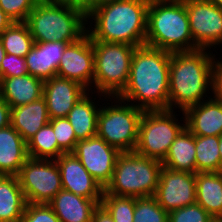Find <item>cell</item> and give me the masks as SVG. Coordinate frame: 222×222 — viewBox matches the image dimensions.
Instances as JSON below:
<instances>
[{
	"mask_svg": "<svg viewBox=\"0 0 222 222\" xmlns=\"http://www.w3.org/2000/svg\"><path fill=\"white\" fill-rule=\"evenodd\" d=\"M171 52L147 45L136 47L124 90L112 97L134 104L143 111L169 110ZM131 100V101H130Z\"/></svg>",
	"mask_w": 222,
	"mask_h": 222,
	"instance_id": "1",
	"label": "cell"
},
{
	"mask_svg": "<svg viewBox=\"0 0 222 222\" xmlns=\"http://www.w3.org/2000/svg\"><path fill=\"white\" fill-rule=\"evenodd\" d=\"M211 56L206 49L171 53L169 110L174 111L173 108L178 107L183 113L204 100V95L210 90L212 82L215 56Z\"/></svg>",
	"mask_w": 222,
	"mask_h": 222,
	"instance_id": "2",
	"label": "cell"
},
{
	"mask_svg": "<svg viewBox=\"0 0 222 222\" xmlns=\"http://www.w3.org/2000/svg\"><path fill=\"white\" fill-rule=\"evenodd\" d=\"M150 0H121L93 10L87 20L93 19L94 28L87 30L91 40L145 45L147 9Z\"/></svg>",
	"mask_w": 222,
	"mask_h": 222,
	"instance_id": "3",
	"label": "cell"
},
{
	"mask_svg": "<svg viewBox=\"0 0 222 222\" xmlns=\"http://www.w3.org/2000/svg\"><path fill=\"white\" fill-rule=\"evenodd\" d=\"M145 45L171 53L199 49L191 36L183 0H150Z\"/></svg>",
	"mask_w": 222,
	"mask_h": 222,
	"instance_id": "4",
	"label": "cell"
},
{
	"mask_svg": "<svg viewBox=\"0 0 222 222\" xmlns=\"http://www.w3.org/2000/svg\"><path fill=\"white\" fill-rule=\"evenodd\" d=\"M85 22L83 12L57 0H38L26 20L34 42H77L90 29Z\"/></svg>",
	"mask_w": 222,
	"mask_h": 222,
	"instance_id": "5",
	"label": "cell"
},
{
	"mask_svg": "<svg viewBox=\"0 0 222 222\" xmlns=\"http://www.w3.org/2000/svg\"><path fill=\"white\" fill-rule=\"evenodd\" d=\"M161 161L136 152H121L117 157L111 182L103 194L134 198L154 196L162 168Z\"/></svg>",
	"mask_w": 222,
	"mask_h": 222,
	"instance_id": "6",
	"label": "cell"
},
{
	"mask_svg": "<svg viewBox=\"0 0 222 222\" xmlns=\"http://www.w3.org/2000/svg\"><path fill=\"white\" fill-rule=\"evenodd\" d=\"M94 50L93 84L98 95L117 97L126 87L136 46L92 40Z\"/></svg>",
	"mask_w": 222,
	"mask_h": 222,
	"instance_id": "7",
	"label": "cell"
},
{
	"mask_svg": "<svg viewBox=\"0 0 222 222\" xmlns=\"http://www.w3.org/2000/svg\"><path fill=\"white\" fill-rule=\"evenodd\" d=\"M118 102L119 105L101 107L98 114L97 136L120 152H134L144 111L132 102L131 105H124L121 99H118Z\"/></svg>",
	"mask_w": 222,
	"mask_h": 222,
	"instance_id": "8",
	"label": "cell"
},
{
	"mask_svg": "<svg viewBox=\"0 0 222 222\" xmlns=\"http://www.w3.org/2000/svg\"><path fill=\"white\" fill-rule=\"evenodd\" d=\"M176 116L173 110L144 111L134 152L162 162L170 145L185 128V124L180 125Z\"/></svg>",
	"mask_w": 222,
	"mask_h": 222,
	"instance_id": "9",
	"label": "cell"
},
{
	"mask_svg": "<svg viewBox=\"0 0 222 222\" xmlns=\"http://www.w3.org/2000/svg\"><path fill=\"white\" fill-rule=\"evenodd\" d=\"M17 177L27 203L48 204L63 189L55 160L29 157Z\"/></svg>",
	"mask_w": 222,
	"mask_h": 222,
	"instance_id": "10",
	"label": "cell"
},
{
	"mask_svg": "<svg viewBox=\"0 0 222 222\" xmlns=\"http://www.w3.org/2000/svg\"><path fill=\"white\" fill-rule=\"evenodd\" d=\"M194 44L209 49L222 43V9L206 0H183Z\"/></svg>",
	"mask_w": 222,
	"mask_h": 222,
	"instance_id": "11",
	"label": "cell"
},
{
	"mask_svg": "<svg viewBox=\"0 0 222 222\" xmlns=\"http://www.w3.org/2000/svg\"><path fill=\"white\" fill-rule=\"evenodd\" d=\"M121 152L98 136L79 140L73 154L103 189L111 182Z\"/></svg>",
	"mask_w": 222,
	"mask_h": 222,
	"instance_id": "12",
	"label": "cell"
},
{
	"mask_svg": "<svg viewBox=\"0 0 222 222\" xmlns=\"http://www.w3.org/2000/svg\"><path fill=\"white\" fill-rule=\"evenodd\" d=\"M153 197L167 213L196 203V174L162 167Z\"/></svg>",
	"mask_w": 222,
	"mask_h": 222,
	"instance_id": "13",
	"label": "cell"
},
{
	"mask_svg": "<svg viewBox=\"0 0 222 222\" xmlns=\"http://www.w3.org/2000/svg\"><path fill=\"white\" fill-rule=\"evenodd\" d=\"M94 50L88 34L74 43H70L62 54L57 76L67 78L91 90L94 78ZM90 86V88H89Z\"/></svg>",
	"mask_w": 222,
	"mask_h": 222,
	"instance_id": "14",
	"label": "cell"
},
{
	"mask_svg": "<svg viewBox=\"0 0 222 222\" xmlns=\"http://www.w3.org/2000/svg\"><path fill=\"white\" fill-rule=\"evenodd\" d=\"M55 161L64 190L92 200H102L104 189L83 167L73 152L63 153Z\"/></svg>",
	"mask_w": 222,
	"mask_h": 222,
	"instance_id": "15",
	"label": "cell"
},
{
	"mask_svg": "<svg viewBox=\"0 0 222 222\" xmlns=\"http://www.w3.org/2000/svg\"><path fill=\"white\" fill-rule=\"evenodd\" d=\"M88 91L76 81L54 76L43 83V97L50 119L63 118Z\"/></svg>",
	"mask_w": 222,
	"mask_h": 222,
	"instance_id": "16",
	"label": "cell"
},
{
	"mask_svg": "<svg viewBox=\"0 0 222 222\" xmlns=\"http://www.w3.org/2000/svg\"><path fill=\"white\" fill-rule=\"evenodd\" d=\"M208 98L183 112L185 127L195 136L222 134V102Z\"/></svg>",
	"mask_w": 222,
	"mask_h": 222,
	"instance_id": "17",
	"label": "cell"
},
{
	"mask_svg": "<svg viewBox=\"0 0 222 222\" xmlns=\"http://www.w3.org/2000/svg\"><path fill=\"white\" fill-rule=\"evenodd\" d=\"M70 42H34L25 56L28 74L43 81L57 76L63 52Z\"/></svg>",
	"mask_w": 222,
	"mask_h": 222,
	"instance_id": "18",
	"label": "cell"
},
{
	"mask_svg": "<svg viewBox=\"0 0 222 222\" xmlns=\"http://www.w3.org/2000/svg\"><path fill=\"white\" fill-rule=\"evenodd\" d=\"M61 222H92L101 200H92L62 189L48 203Z\"/></svg>",
	"mask_w": 222,
	"mask_h": 222,
	"instance_id": "19",
	"label": "cell"
},
{
	"mask_svg": "<svg viewBox=\"0 0 222 222\" xmlns=\"http://www.w3.org/2000/svg\"><path fill=\"white\" fill-rule=\"evenodd\" d=\"M29 158L27 143L11 125L0 129V175L17 176Z\"/></svg>",
	"mask_w": 222,
	"mask_h": 222,
	"instance_id": "20",
	"label": "cell"
},
{
	"mask_svg": "<svg viewBox=\"0 0 222 222\" xmlns=\"http://www.w3.org/2000/svg\"><path fill=\"white\" fill-rule=\"evenodd\" d=\"M49 121L43 96L34 102L11 108L10 125L19 132L26 143Z\"/></svg>",
	"mask_w": 222,
	"mask_h": 222,
	"instance_id": "21",
	"label": "cell"
},
{
	"mask_svg": "<svg viewBox=\"0 0 222 222\" xmlns=\"http://www.w3.org/2000/svg\"><path fill=\"white\" fill-rule=\"evenodd\" d=\"M43 83L40 78L30 74L1 78L0 97L5 100L11 108L34 102L43 95Z\"/></svg>",
	"mask_w": 222,
	"mask_h": 222,
	"instance_id": "22",
	"label": "cell"
},
{
	"mask_svg": "<svg viewBox=\"0 0 222 222\" xmlns=\"http://www.w3.org/2000/svg\"><path fill=\"white\" fill-rule=\"evenodd\" d=\"M195 154V135L185 127L170 145L161 163L163 167L173 171L196 174Z\"/></svg>",
	"mask_w": 222,
	"mask_h": 222,
	"instance_id": "23",
	"label": "cell"
},
{
	"mask_svg": "<svg viewBox=\"0 0 222 222\" xmlns=\"http://www.w3.org/2000/svg\"><path fill=\"white\" fill-rule=\"evenodd\" d=\"M196 202L214 219H222V172L196 173Z\"/></svg>",
	"mask_w": 222,
	"mask_h": 222,
	"instance_id": "24",
	"label": "cell"
},
{
	"mask_svg": "<svg viewBox=\"0 0 222 222\" xmlns=\"http://www.w3.org/2000/svg\"><path fill=\"white\" fill-rule=\"evenodd\" d=\"M26 204L18 177L0 175V222H20Z\"/></svg>",
	"mask_w": 222,
	"mask_h": 222,
	"instance_id": "25",
	"label": "cell"
},
{
	"mask_svg": "<svg viewBox=\"0 0 222 222\" xmlns=\"http://www.w3.org/2000/svg\"><path fill=\"white\" fill-rule=\"evenodd\" d=\"M88 96L87 92L66 116L78 141L97 136L98 114L101 108H98Z\"/></svg>",
	"mask_w": 222,
	"mask_h": 222,
	"instance_id": "26",
	"label": "cell"
},
{
	"mask_svg": "<svg viewBox=\"0 0 222 222\" xmlns=\"http://www.w3.org/2000/svg\"><path fill=\"white\" fill-rule=\"evenodd\" d=\"M196 173L222 172L219 136H195Z\"/></svg>",
	"mask_w": 222,
	"mask_h": 222,
	"instance_id": "27",
	"label": "cell"
},
{
	"mask_svg": "<svg viewBox=\"0 0 222 222\" xmlns=\"http://www.w3.org/2000/svg\"><path fill=\"white\" fill-rule=\"evenodd\" d=\"M6 54L25 58L34 45L29 27L26 22H13L0 35Z\"/></svg>",
	"mask_w": 222,
	"mask_h": 222,
	"instance_id": "28",
	"label": "cell"
},
{
	"mask_svg": "<svg viewBox=\"0 0 222 222\" xmlns=\"http://www.w3.org/2000/svg\"><path fill=\"white\" fill-rule=\"evenodd\" d=\"M28 155L35 159L56 160L65 153L59 146L52 126L47 125L40 130L27 142Z\"/></svg>",
	"mask_w": 222,
	"mask_h": 222,
	"instance_id": "29",
	"label": "cell"
},
{
	"mask_svg": "<svg viewBox=\"0 0 222 222\" xmlns=\"http://www.w3.org/2000/svg\"><path fill=\"white\" fill-rule=\"evenodd\" d=\"M101 205L109 212L114 222H134V197L103 194Z\"/></svg>",
	"mask_w": 222,
	"mask_h": 222,
	"instance_id": "30",
	"label": "cell"
},
{
	"mask_svg": "<svg viewBox=\"0 0 222 222\" xmlns=\"http://www.w3.org/2000/svg\"><path fill=\"white\" fill-rule=\"evenodd\" d=\"M134 222H168V213L153 196L135 198Z\"/></svg>",
	"mask_w": 222,
	"mask_h": 222,
	"instance_id": "31",
	"label": "cell"
},
{
	"mask_svg": "<svg viewBox=\"0 0 222 222\" xmlns=\"http://www.w3.org/2000/svg\"><path fill=\"white\" fill-rule=\"evenodd\" d=\"M58 146L65 152H73L78 142L75 131L66 117L50 119Z\"/></svg>",
	"mask_w": 222,
	"mask_h": 222,
	"instance_id": "32",
	"label": "cell"
},
{
	"mask_svg": "<svg viewBox=\"0 0 222 222\" xmlns=\"http://www.w3.org/2000/svg\"><path fill=\"white\" fill-rule=\"evenodd\" d=\"M214 218L197 202L168 213V222H212Z\"/></svg>",
	"mask_w": 222,
	"mask_h": 222,
	"instance_id": "33",
	"label": "cell"
},
{
	"mask_svg": "<svg viewBox=\"0 0 222 222\" xmlns=\"http://www.w3.org/2000/svg\"><path fill=\"white\" fill-rule=\"evenodd\" d=\"M20 222H61L46 203H27Z\"/></svg>",
	"mask_w": 222,
	"mask_h": 222,
	"instance_id": "34",
	"label": "cell"
},
{
	"mask_svg": "<svg viewBox=\"0 0 222 222\" xmlns=\"http://www.w3.org/2000/svg\"><path fill=\"white\" fill-rule=\"evenodd\" d=\"M38 0H0V8L13 22H26Z\"/></svg>",
	"mask_w": 222,
	"mask_h": 222,
	"instance_id": "35",
	"label": "cell"
},
{
	"mask_svg": "<svg viewBox=\"0 0 222 222\" xmlns=\"http://www.w3.org/2000/svg\"><path fill=\"white\" fill-rule=\"evenodd\" d=\"M28 74L26 60L13 54H5L1 61V78L18 77Z\"/></svg>",
	"mask_w": 222,
	"mask_h": 222,
	"instance_id": "36",
	"label": "cell"
},
{
	"mask_svg": "<svg viewBox=\"0 0 222 222\" xmlns=\"http://www.w3.org/2000/svg\"><path fill=\"white\" fill-rule=\"evenodd\" d=\"M211 90L214 93L213 99L222 102V60H215L212 66Z\"/></svg>",
	"mask_w": 222,
	"mask_h": 222,
	"instance_id": "37",
	"label": "cell"
},
{
	"mask_svg": "<svg viewBox=\"0 0 222 222\" xmlns=\"http://www.w3.org/2000/svg\"><path fill=\"white\" fill-rule=\"evenodd\" d=\"M64 2L83 12L86 16L98 8V0H64Z\"/></svg>",
	"mask_w": 222,
	"mask_h": 222,
	"instance_id": "38",
	"label": "cell"
},
{
	"mask_svg": "<svg viewBox=\"0 0 222 222\" xmlns=\"http://www.w3.org/2000/svg\"><path fill=\"white\" fill-rule=\"evenodd\" d=\"M11 107L0 97V129L10 125Z\"/></svg>",
	"mask_w": 222,
	"mask_h": 222,
	"instance_id": "39",
	"label": "cell"
},
{
	"mask_svg": "<svg viewBox=\"0 0 222 222\" xmlns=\"http://www.w3.org/2000/svg\"><path fill=\"white\" fill-rule=\"evenodd\" d=\"M92 222H114L109 212L100 204L92 215Z\"/></svg>",
	"mask_w": 222,
	"mask_h": 222,
	"instance_id": "40",
	"label": "cell"
},
{
	"mask_svg": "<svg viewBox=\"0 0 222 222\" xmlns=\"http://www.w3.org/2000/svg\"><path fill=\"white\" fill-rule=\"evenodd\" d=\"M12 23H13V20L0 8V35Z\"/></svg>",
	"mask_w": 222,
	"mask_h": 222,
	"instance_id": "41",
	"label": "cell"
},
{
	"mask_svg": "<svg viewBox=\"0 0 222 222\" xmlns=\"http://www.w3.org/2000/svg\"><path fill=\"white\" fill-rule=\"evenodd\" d=\"M118 1H121V0H98V8L105 7L107 5H111V4L116 3Z\"/></svg>",
	"mask_w": 222,
	"mask_h": 222,
	"instance_id": "42",
	"label": "cell"
},
{
	"mask_svg": "<svg viewBox=\"0 0 222 222\" xmlns=\"http://www.w3.org/2000/svg\"><path fill=\"white\" fill-rule=\"evenodd\" d=\"M6 52L5 49L3 48L2 42L0 40V81H1V61L3 60Z\"/></svg>",
	"mask_w": 222,
	"mask_h": 222,
	"instance_id": "43",
	"label": "cell"
},
{
	"mask_svg": "<svg viewBox=\"0 0 222 222\" xmlns=\"http://www.w3.org/2000/svg\"><path fill=\"white\" fill-rule=\"evenodd\" d=\"M206 1L211 2L215 4L217 7H219L220 9H222V0H206Z\"/></svg>",
	"mask_w": 222,
	"mask_h": 222,
	"instance_id": "44",
	"label": "cell"
},
{
	"mask_svg": "<svg viewBox=\"0 0 222 222\" xmlns=\"http://www.w3.org/2000/svg\"><path fill=\"white\" fill-rule=\"evenodd\" d=\"M219 153H220L221 162H222V134L219 136Z\"/></svg>",
	"mask_w": 222,
	"mask_h": 222,
	"instance_id": "45",
	"label": "cell"
},
{
	"mask_svg": "<svg viewBox=\"0 0 222 222\" xmlns=\"http://www.w3.org/2000/svg\"><path fill=\"white\" fill-rule=\"evenodd\" d=\"M212 222H222V219H214Z\"/></svg>",
	"mask_w": 222,
	"mask_h": 222,
	"instance_id": "46",
	"label": "cell"
}]
</instances>
